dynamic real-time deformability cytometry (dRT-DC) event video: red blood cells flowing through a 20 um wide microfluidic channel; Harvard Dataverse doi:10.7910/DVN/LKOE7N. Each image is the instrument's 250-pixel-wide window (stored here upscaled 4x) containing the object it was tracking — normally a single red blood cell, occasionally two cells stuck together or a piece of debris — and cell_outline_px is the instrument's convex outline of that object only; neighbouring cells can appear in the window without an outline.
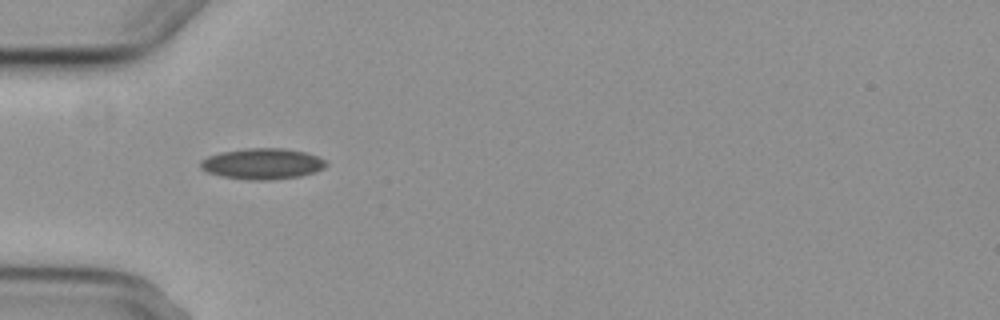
{"species": "common noctule bat (a hibernating species)", "species_latin": "Nyctalus noctula", "temperature_condition": "cold", "stored_images_in_passage": 7, "camera_frame_rate_fps": 3000, "um_per_image_px": 0.085, "animal": {"sex": "female", "body_mass_g": 29.2, "forearm_length_mm": 56.3}, "frame": {"image": 1, "passage_image": 5, "time_ms": 5.0, "image_size_px": [1000, 320], "cell_outline_px": [[328, 164], [324, 168], [316, 172], [300, 176], [272, 180], [252, 180], [224, 176], [208, 172], [200, 168], [200, 160], [208, 156], [220, 152], [244, 148], [284, 148], [304, 152], [316, 156], [324, 160]], "centroid_in_image_um": [22.3, 13.91], "position_along_channel_um": 62.7, "area_um2": 22.6}}
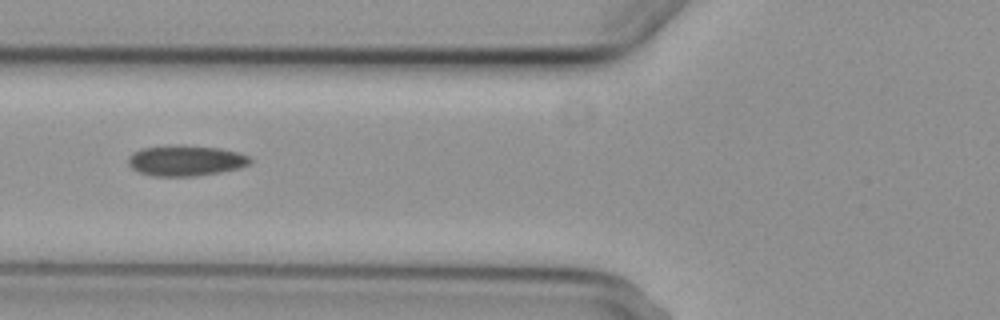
{"frame": {"image": 2, "passage_image": 6, "time_ms": 6.333, "image_size_px": [1000, 320], "cell_outline_px": [[252, 160], [248, 164], [240, 168], [220, 172], [196, 176], [152, 176], [140, 172], [132, 168], [128, 164], [128, 160], [136, 152], [144, 148], [180, 144], [220, 148], [240, 152], [248, 156]], "centroid_in_image_um": [15.84, 13.65], "position_along_channel_um": 110.0, "area_um2": 21.68}}
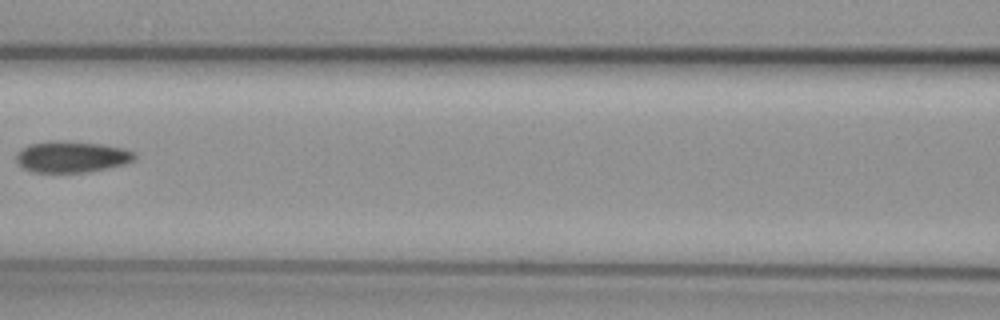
{"frame": {"image": 3, "passage_image": 7, "time_ms": 7.667, "image_size_px": [1000, 320], "cell_outline_px": [[136, 160], [124, 164], [108, 168], [88, 172], [32, 172], [24, 168], [16, 160], [16, 152], [32, 144], [52, 140], [56, 140], [100, 144], [124, 148], [136, 152]], "centroid_in_image_um": [6.13, 13.33], "position_along_channel_um": 160.5, "area_um2": 21.56}}